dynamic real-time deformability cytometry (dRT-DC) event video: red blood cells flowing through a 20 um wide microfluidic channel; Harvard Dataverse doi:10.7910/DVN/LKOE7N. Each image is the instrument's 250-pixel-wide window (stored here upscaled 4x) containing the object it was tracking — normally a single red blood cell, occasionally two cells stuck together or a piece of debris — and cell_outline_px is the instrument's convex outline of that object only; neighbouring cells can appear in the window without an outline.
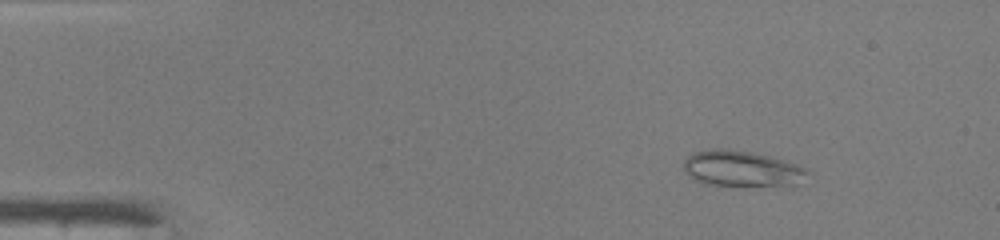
{"species": "common noctule bat (a hibernating species)", "species_latin": "Nyctalus noctula", "temperature_condition": "warm", "stored_images_in_passage": 42, "camera_frame_rate_fps": 3000, "um_per_image_px": 0.085, "animal": {"sex": "male", "body_mass_g": 19.0, "forearm_length_mm": 50.8}, "frame": {"image": 1, "passage_image": 1, "time_ms": 0.0, "image_size_px": [1000, 240], "cell_outline_px": [[808, 172], [796, 184], [704, 184], [696, 180], [684, 172], [684, 160], [688, 156], [696, 152], [720, 148], [752, 152], [772, 156], [808, 168]], "centroid_in_image_um": [63.01, 14.3], "position_along_channel_um": 22.0, "area_um2": 24.97}}
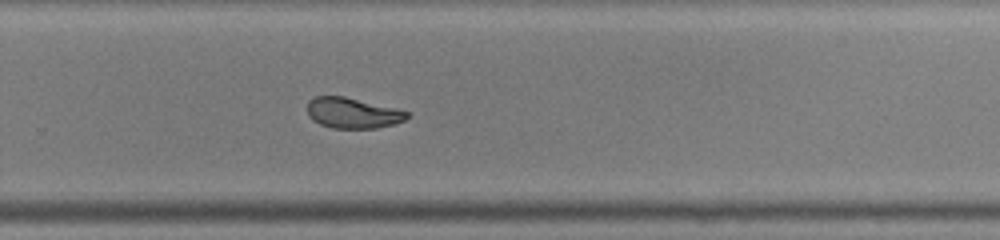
{"frame": {"image": 2, "passage_image": 27, "time_ms": 8.667, "image_size_px": [1000, 240], "cell_outline_px": [[408, 116], [404, 120], [396, 124], [376, 128], [332, 128], [320, 124], [312, 120], [308, 116], [308, 100], [316, 96], [344, 96], [396, 108], [408, 112]], "centroid_in_image_um": [29.96, 9.6], "position_along_channel_um": 299.8, "area_um2": 17.8}}
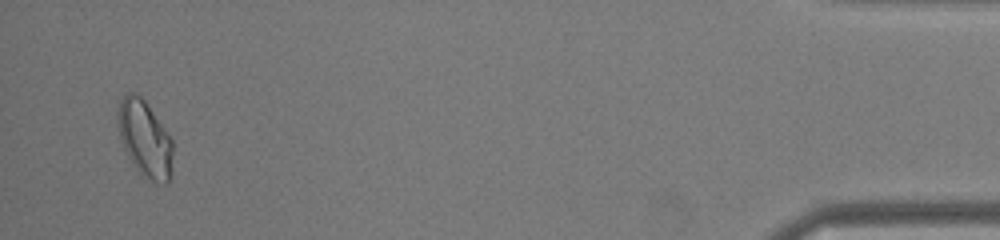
{"frame": {"image": 3, "passage_image": 41, "time_ms": 13.333, "image_size_px": [1000, 240], "cell_outline_px": [[172, 172], [168, 184], [164, 184], [152, 180], [140, 172], [132, 164], [124, 148], [120, 136], [116, 120], [120, 100], [128, 92], [132, 92], [140, 96], [144, 100], [164, 128], [172, 140]], "centroid_in_image_um": [12.3, 11.8], "position_along_channel_um": 422.9, "area_um2": 24.16}, "authors_computed_cell_mechanics": {"area_um2": 19.7098, "velocity_mm_per_s": 4.2542, "shape_relaxation_time_tau1_ms": 8.6113, "shape_relaxation_time_tau2_ms": 1.1802, "deformation_change_tau1": 0.2505, "deformation_change_tau2": 0.0497}}